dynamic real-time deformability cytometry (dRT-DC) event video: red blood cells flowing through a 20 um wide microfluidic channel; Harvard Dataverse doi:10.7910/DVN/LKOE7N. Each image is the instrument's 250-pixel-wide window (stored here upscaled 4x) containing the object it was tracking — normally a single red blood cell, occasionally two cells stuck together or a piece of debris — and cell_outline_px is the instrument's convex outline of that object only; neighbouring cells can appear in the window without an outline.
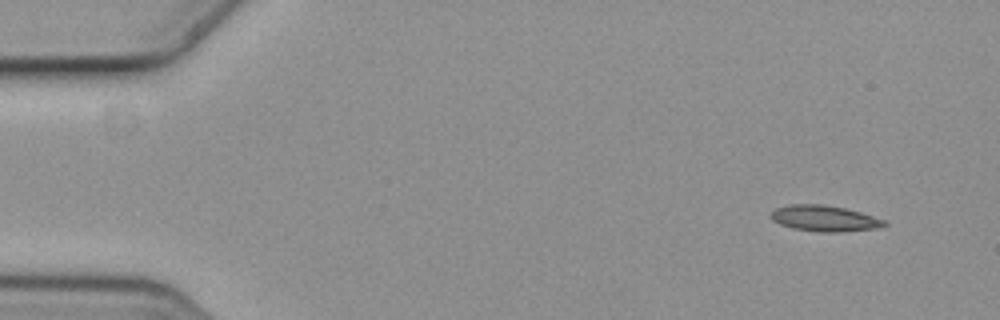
{"species": "common noctule bat (a hibernating species)", "species_latin": "Nyctalus noctula", "temperature_condition": "cold", "stored_images_in_passage": 8, "camera_frame_rate_fps": 3000, "um_per_image_px": 0.085, "animal": {"sex": "female", "body_mass_g": 19.3, "forearm_length_mm": 54.1}, "frame": {"image": 1, "passage_image": 1, "time_ms": 0.0, "image_size_px": [1000, 320], "cell_outline_px": [[888, 224], [880, 228], [844, 232], [820, 232], [792, 228], [780, 224], [772, 220], [768, 216], [776, 208], [788, 204], [820, 204], [844, 208], [860, 212], [888, 220]], "centroid_in_image_um": [70.11, 18.57], "position_along_channel_um": 14.9, "area_um2": 17.4}}
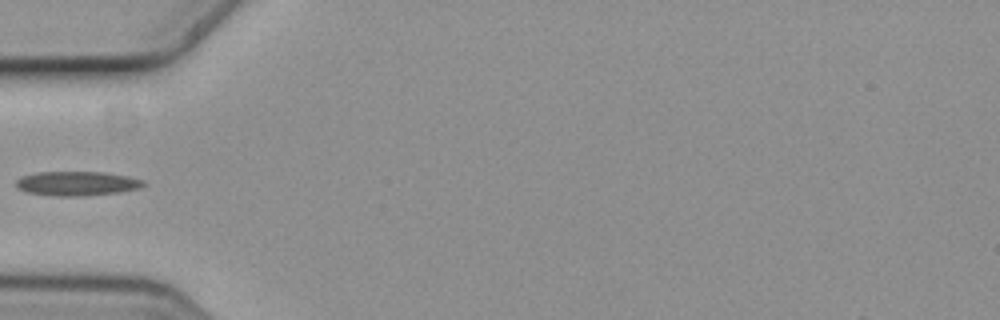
{"frame": {"image": 2, "passage_image": 4, "time_ms": 1.0, "image_size_px": [1000, 320], "cell_outline_px": [[144, 184], [140, 188], [120, 192], [84, 196], [52, 196], [28, 192], [16, 188], [16, 180], [20, 176], [36, 172], [100, 172], [128, 176], [144, 180]], "centroid_in_image_um": [6.51, 15.6], "position_along_channel_um": 78.5, "area_um2": 18.15}}
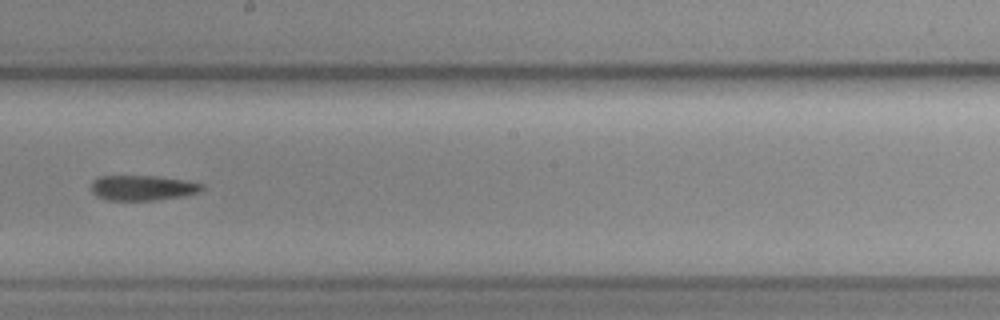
{"frame": {"image": 3, "passage_image": 8, "time_ms": 2.333, "image_size_px": [1000, 320], "cell_outline_px": [[204, 188], [196, 192], [184, 196], [156, 200], [108, 200], [96, 196], [92, 192], [92, 180], [100, 176], [156, 176], [184, 180], [204, 184]], "centroid_in_image_um": [12.1, 15.96], "position_along_channel_um": 236.1, "area_um2": 16.18}}